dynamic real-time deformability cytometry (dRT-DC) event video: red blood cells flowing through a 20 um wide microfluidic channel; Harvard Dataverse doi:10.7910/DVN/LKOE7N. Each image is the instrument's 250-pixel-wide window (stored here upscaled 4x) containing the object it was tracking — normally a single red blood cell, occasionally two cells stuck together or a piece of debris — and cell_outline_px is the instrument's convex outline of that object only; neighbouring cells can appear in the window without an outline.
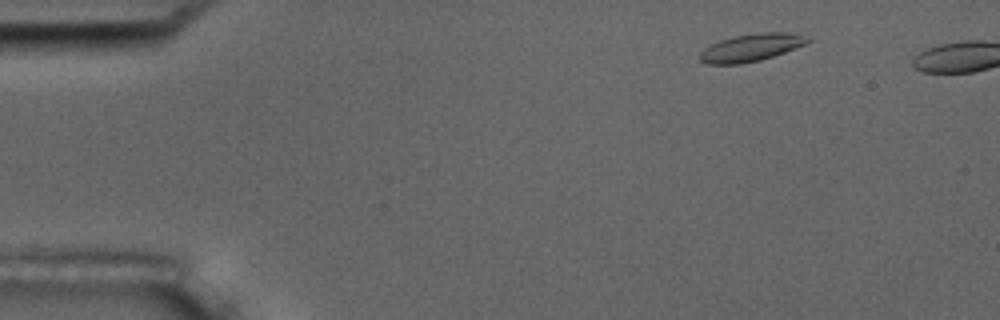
{"species": "common noctule bat (a hibernating species)", "species_latin": "Nyctalus noctula", "temperature_condition": "room temperature", "stored_images_in_passage": 5, "camera_frame_rate_fps": 3000, "um_per_image_px": 0.085, "animal": {"sex": "male", "body_mass_g": 17.5, "forearm_length_mm": 52.3}, "frame": {"image": 1, "passage_image": 1, "time_ms": 0.0, "image_size_px": [1000, 320], "cell_outline_px": [[812, 40], [804, 44], [784, 52], [760, 60], [740, 64], [708, 64], [700, 60], [700, 52], [704, 48], [720, 40], [736, 36], [760, 32], [800, 32]], "centroid_in_image_um": [63.88, 4.03], "position_along_channel_um": 21.1, "area_um2": 17.22}}